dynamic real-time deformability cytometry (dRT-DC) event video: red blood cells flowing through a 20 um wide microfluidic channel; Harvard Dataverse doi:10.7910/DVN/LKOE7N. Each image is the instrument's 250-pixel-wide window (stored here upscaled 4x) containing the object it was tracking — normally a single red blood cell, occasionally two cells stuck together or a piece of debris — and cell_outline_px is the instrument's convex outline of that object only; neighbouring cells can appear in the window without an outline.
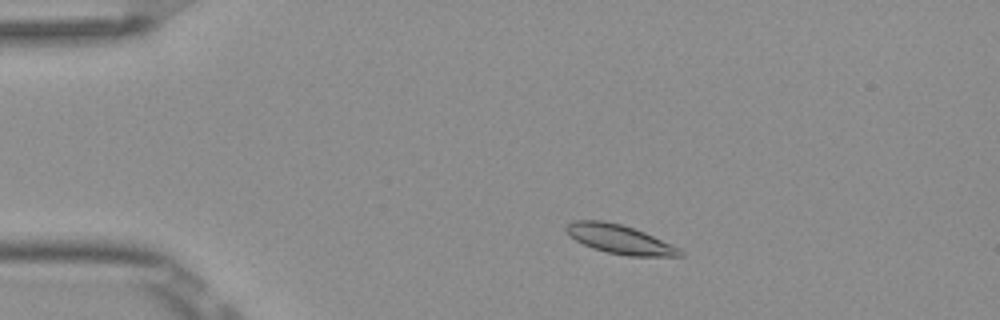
{"species": "Egyptian fruit bat (a non-hibernating species)", "species_latin": "Rousettus aegyptiacus", "temperature_condition": "room temperature", "stored_images_in_passage": 5, "camera_frame_rate_fps": 3000, "um_per_image_px": 0.085, "frame": {"image": 1, "passage_image": 2, "time_ms": 0.333, "image_size_px": [1000, 320], "cell_outline_px": [[684, 256], [628, 256], [608, 252], [592, 248], [576, 240], [564, 228], [568, 224], [576, 220], [604, 220], [620, 224], [644, 232], [680, 248], [684, 252]], "centroid_in_image_um": [52.7, 20.34], "position_along_channel_um": 32.3, "area_um2": 18.96}}
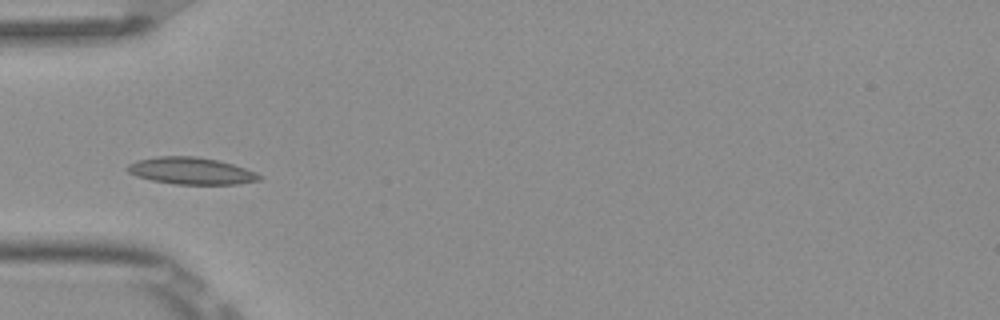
{"frame": {"image": 2, "passage_image": 4, "time_ms": 1.0, "image_size_px": [1000, 320], "cell_outline_px": [[264, 176], [260, 180], [236, 184], [176, 184], [152, 180], [136, 176], [128, 172], [124, 168], [128, 164], [136, 160], [156, 156], [196, 156], [216, 160], [232, 164], [256, 172]], "centroid_in_image_um": [16.22, 14.52], "position_along_channel_um": 68.8, "area_um2": 20.75}}
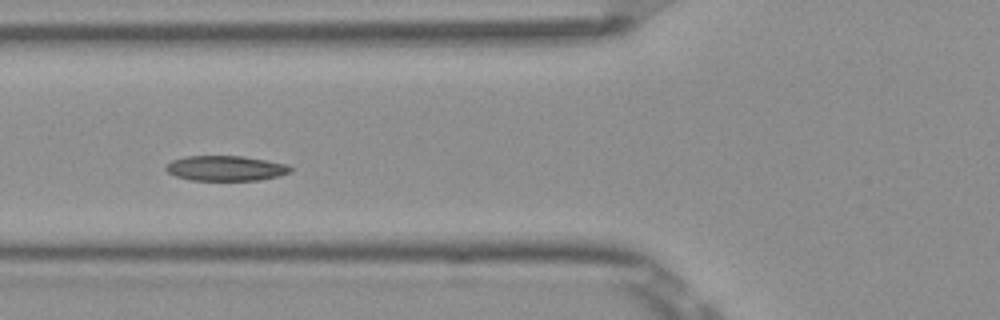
{"frame": {"image": 3, "passage_image": 5, "time_ms": 1.333, "image_size_px": [1000, 320], "cell_outline_px": [[292, 172], [260, 180], [192, 180], [176, 176], [168, 172], [164, 168], [172, 160], [184, 156], [244, 156], [288, 164], [292, 168]], "centroid_in_image_um": [19.2, 14.29], "position_along_channel_um": 106.6, "area_um2": 18.21}}